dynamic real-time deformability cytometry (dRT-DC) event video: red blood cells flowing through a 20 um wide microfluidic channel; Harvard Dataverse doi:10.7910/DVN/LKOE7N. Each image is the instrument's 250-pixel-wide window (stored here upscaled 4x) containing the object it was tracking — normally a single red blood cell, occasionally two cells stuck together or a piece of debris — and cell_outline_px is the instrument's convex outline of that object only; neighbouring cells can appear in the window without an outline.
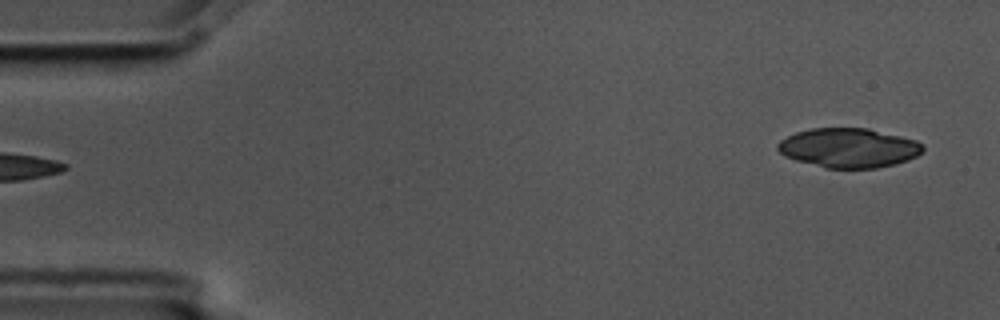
{"species": "common noctule bat (a hibernating species)", "species_latin": "Nyctalus noctula", "temperature_condition": "cold", "stored_images_in_passage": 5, "segment_of_instrument_passage": [2, 2], "camera_frame_rate_fps": 3000, "um_per_image_px": 0.085, "animal": {"sex": "male", "body_mass_g": 17.5, "forearm_length_mm": 52.3}, "frame": {"image": 1, "passage_image": 5, "time_ms": 1.333, "image_size_px": [1000, 320], "cell_outline_px": [[924, 148], [916, 156], [908, 160], [896, 164], [876, 168], [824, 168], [796, 160], [784, 156], [776, 148], [776, 144], [780, 140], [796, 132], [812, 128], [868, 128], [916, 140], [924, 144]], "centroid_in_image_um": [72.13, 12.57], "position_along_channel_um": 12.9, "area_um2": 33.41}}